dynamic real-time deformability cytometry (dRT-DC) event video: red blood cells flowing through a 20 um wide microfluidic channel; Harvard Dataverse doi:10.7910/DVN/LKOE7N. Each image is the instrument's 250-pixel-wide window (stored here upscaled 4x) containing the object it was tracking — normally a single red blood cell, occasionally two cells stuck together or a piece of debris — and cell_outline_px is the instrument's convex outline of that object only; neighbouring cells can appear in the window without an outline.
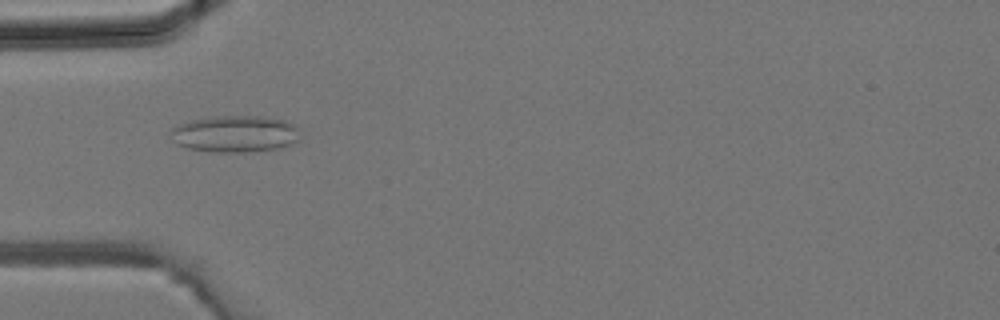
{"species": "common noctule bat (a hibernating species)", "species_latin": "Nyctalus noctula", "temperature_condition": "room temperature", "stored_images_in_passage": 3, "camera_frame_rate_fps": 3000, "um_per_image_px": 0.085, "animal": {"sex": "male", "body_mass_g": 19.2, "forearm_length_mm": 51.8}, "frame": {"image": 1, "passage_image": 2, "time_ms": 0.333, "image_size_px": [1000, 320], "cell_outline_px": [[300, 128], [296, 140], [292, 144], [276, 148], [252, 152], [212, 152], [188, 148], [176, 144], [172, 140], [168, 132], [172, 128], [180, 124], [192, 120], [212, 116], [264, 116], [284, 120], [296, 124]], "centroid_in_image_um": [19.96, 11.37], "position_along_channel_um": 65.0, "area_um2": 27.98}}